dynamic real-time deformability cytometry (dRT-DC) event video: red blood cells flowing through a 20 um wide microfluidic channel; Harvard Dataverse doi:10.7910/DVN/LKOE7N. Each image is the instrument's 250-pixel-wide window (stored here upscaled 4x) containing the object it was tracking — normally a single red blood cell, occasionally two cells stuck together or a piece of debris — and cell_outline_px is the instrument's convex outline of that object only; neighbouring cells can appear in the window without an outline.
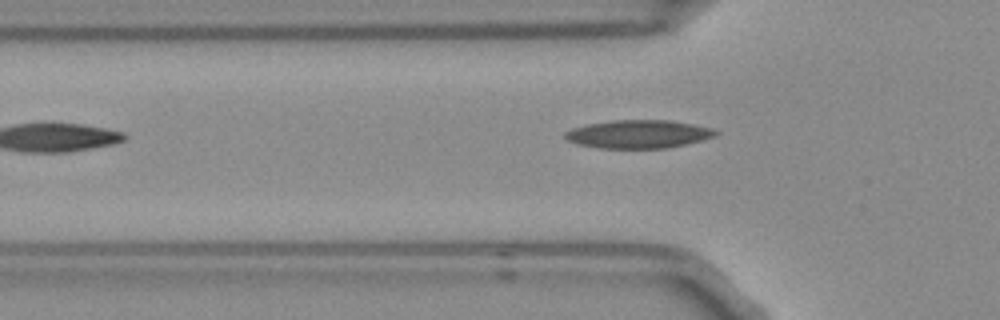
{"species": "Egyptian fruit bat (a non-hibernating species)", "species_latin": "Rousettus aegyptiacus", "temperature_condition": "room temperature", "stored_images_in_passage": 4, "segment_of_instrument_passage": [2, 2], "camera_frame_rate_fps": 3000, "um_per_image_px": 0.085, "frame": {"image": 1, "passage_image": 4, "time_ms": 1.0, "image_size_px": [1000, 320], "cell_outline_px": [[720, 132], [716, 136], [688, 144], [668, 148], [600, 148], [576, 144], [568, 140], [564, 136], [564, 132], [572, 128], [588, 124], [612, 120], [672, 120], [712, 128]], "centroid_in_image_um": [54.29, 11.4], "position_along_channel_um": 71.5, "area_um2": 24.91}}